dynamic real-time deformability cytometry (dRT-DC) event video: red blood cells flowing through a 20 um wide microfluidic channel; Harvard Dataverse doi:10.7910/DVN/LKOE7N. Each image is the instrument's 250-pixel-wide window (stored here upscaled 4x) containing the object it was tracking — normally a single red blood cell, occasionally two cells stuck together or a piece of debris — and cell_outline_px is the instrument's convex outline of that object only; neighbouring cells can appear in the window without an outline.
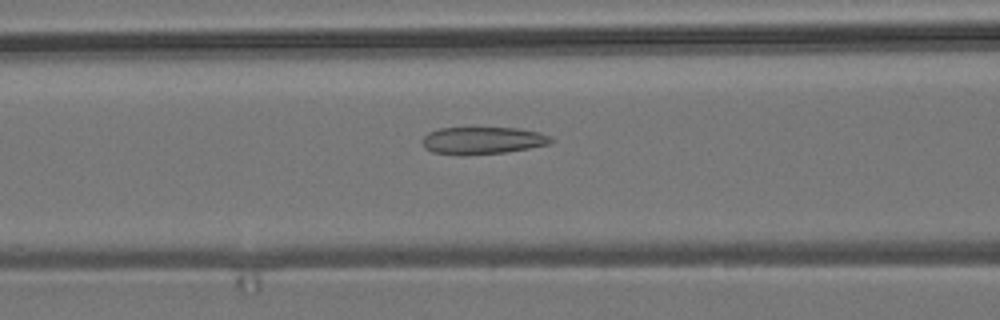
{"species": "common noctule bat (a hibernating species)", "species_latin": "Nyctalus noctula", "temperature_condition": "room temperature", "stored_images_in_passage": 55, "camera_frame_rate_fps": 3000, "um_per_image_px": 0.085, "animal": {"sex": "male", "body_mass_g": 19.2, "forearm_length_mm": 51.8}, "frame": {"image": 1, "passage_image": 22, "time_ms": 7.0, "image_size_px": [1000, 320], "cell_outline_px": [[556, 140], [548, 144], [508, 152], [464, 156], [432, 152], [424, 148], [420, 140], [428, 132], [440, 128], [516, 128], [540, 132], [552, 136]], "centroid_in_image_um": [41.01, 11.95], "position_along_channel_um": 125.6, "area_um2": 20.81}}
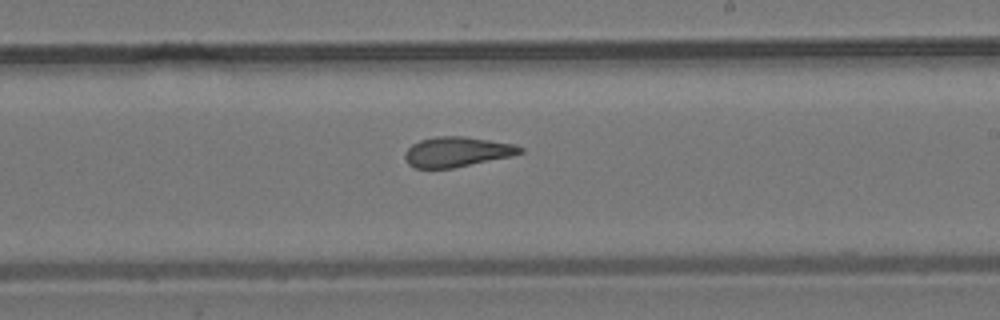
{"frame": {"image": 2, "passage_image": 32, "time_ms": 10.333, "image_size_px": [1000, 320], "cell_outline_px": [[524, 152], [512, 156], [452, 168], [416, 168], [408, 164], [404, 156], [404, 152], [412, 144], [420, 140], [436, 136], [464, 136], [516, 144], [524, 148]], "centroid_in_image_um": [38.86, 12.9], "position_along_channel_um": 250.1, "area_um2": 20.23}}
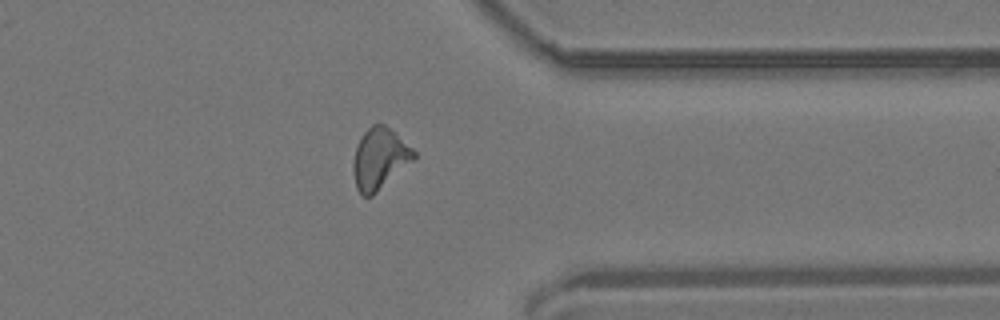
{"frame": {"image": 3, "passage_image": 43, "time_ms": 14.0, "image_size_px": [1000, 320], "cell_outline_px": [[416, 156], [412, 160], [372, 196], [364, 196], [356, 188], [352, 168], [352, 164], [356, 144], [360, 136], [372, 124], [384, 124], [412, 148], [416, 152]], "centroid_in_image_um": [32.21, 13.47], "position_along_channel_um": 379.2, "area_um2": 21.21}, "authors_computed_cell_mechanics": {"area_um2": 21.0392, "velocity_mm_per_s": 3.7426, "shape_relaxation_time_tau1_ms": null, "shape_relaxation_time_tau2_ms": 2.3199, "deformation_change_tau1": null, "deformation_change_tau2": 0.1117}}